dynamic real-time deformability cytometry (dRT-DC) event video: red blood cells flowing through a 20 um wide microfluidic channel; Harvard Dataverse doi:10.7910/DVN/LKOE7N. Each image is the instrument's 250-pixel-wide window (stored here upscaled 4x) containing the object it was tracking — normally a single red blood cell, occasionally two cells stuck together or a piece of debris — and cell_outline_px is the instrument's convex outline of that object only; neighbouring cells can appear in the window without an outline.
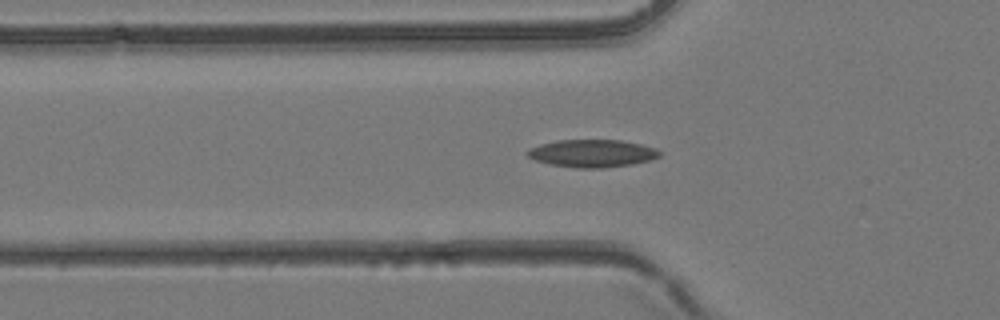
{"species": "common noctule bat (a hibernating species)", "species_latin": "Nyctalus noctula", "temperature_condition": "room temperature", "stored_images_in_passage": 34, "camera_frame_rate_fps": 3000, "um_per_image_px": 0.085, "animal": {"sex": "female", "body_mass_g": 24.6, "forearm_length_mm": 56.2}, "frame": {"image": 1, "passage_image": 4, "time_ms": 1.0, "image_size_px": [1000, 320], "cell_outline_px": [[660, 156], [648, 160], [632, 164], [604, 168], [576, 168], [552, 164], [536, 160], [528, 156], [524, 152], [528, 148], [540, 144], [556, 140], [620, 140], [640, 144], [656, 148], [660, 152]], "centroid_in_image_um": [50.3, 13.03], "position_along_channel_um": 75.5, "area_um2": 21.21}}
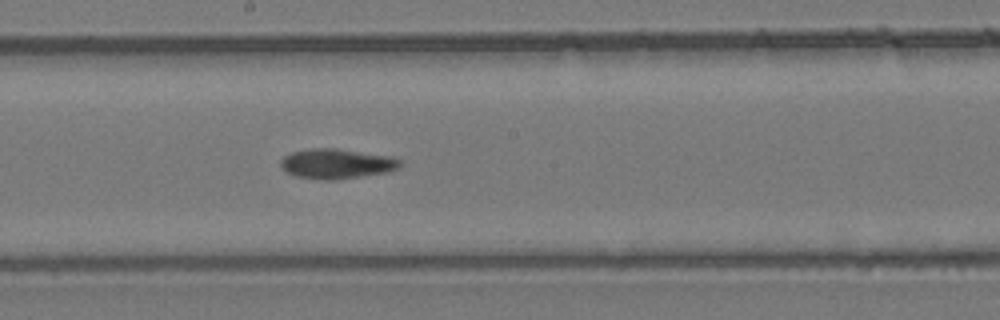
{"frame": {"image": 2, "passage_image": 13, "time_ms": 4.0, "image_size_px": [1000, 320], "cell_outline_px": [[400, 164], [396, 168], [384, 172], [336, 180], [324, 180], [296, 176], [280, 168], [280, 160], [284, 156], [292, 152], [308, 148], [336, 148], [392, 156], [400, 160]], "centroid_in_image_um": [28.55, 13.9], "position_along_channel_um": 219.6, "area_um2": 20.69}}
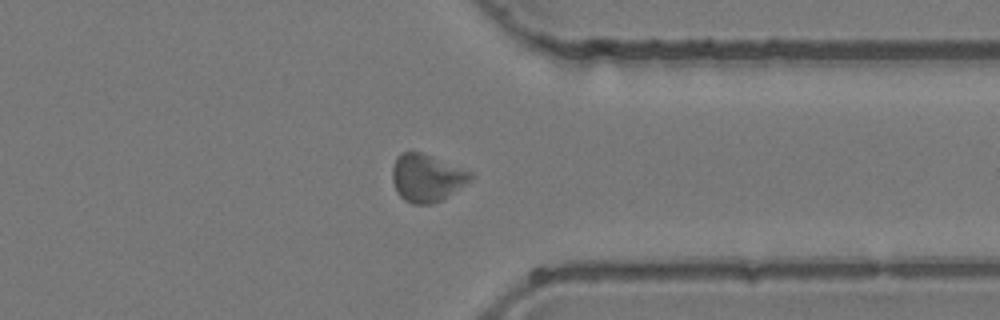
{"frame": {"image": 3, "passage_image": 23, "time_ms": 7.333, "image_size_px": [1000, 320], "cell_outline_px": [[472, 176], [464, 184], [440, 200], [432, 204], [412, 204], [404, 200], [396, 192], [392, 180], [392, 168], [396, 156], [400, 152], [420, 152], [432, 156], [472, 172]], "centroid_in_image_um": [36.2, 15.11], "position_along_channel_um": 375.2, "area_um2": 21.39}}